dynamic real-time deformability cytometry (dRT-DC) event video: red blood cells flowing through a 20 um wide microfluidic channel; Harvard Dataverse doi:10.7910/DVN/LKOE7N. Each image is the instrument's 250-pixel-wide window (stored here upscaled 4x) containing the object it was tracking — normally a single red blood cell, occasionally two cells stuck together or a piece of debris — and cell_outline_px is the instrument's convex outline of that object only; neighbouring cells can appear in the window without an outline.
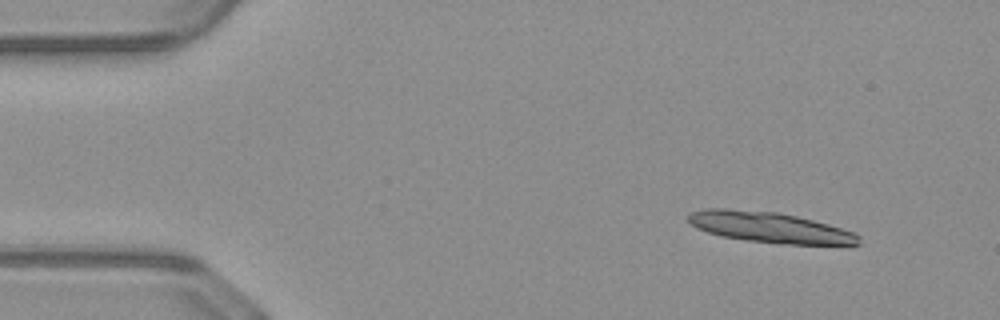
{"species": "common noctule bat (a hibernating species)", "species_latin": "Nyctalus noctula", "temperature_condition": "warm", "stored_images_in_passage": 21, "camera_frame_rate_fps": 3000, "um_per_image_px": 0.085, "animal": {"sex": "male", "body_mass_g": 23.1, "forearm_length_mm": 52.7}, "frame": {"image": 1, "passage_image": 1, "time_ms": 0.0, "image_size_px": [1000, 320], "cell_outline_px": [[860, 244], [776, 244], [720, 236], [696, 228], [684, 216], [688, 212], [708, 208], [724, 208], [776, 212], [796, 216], [828, 224], [852, 232], [860, 236]], "centroid_in_image_um": [65.34, 19.32], "position_along_channel_um": 19.7, "area_um2": 30.35}}
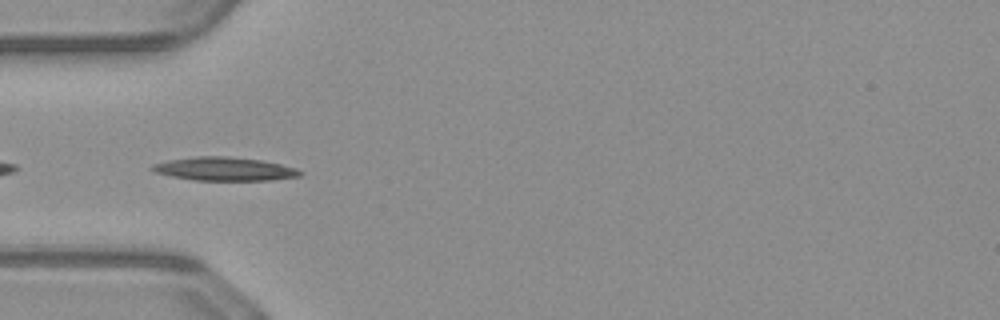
{"frame": {"image": 2, "passage_image": 12, "time_ms": 3.667, "image_size_px": [1000, 320], "cell_outline_px": [[304, 172], [300, 176], [272, 180], [192, 180], [172, 176], [156, 172], [148, 168], [152, 164], [168, 160], [196, 156], [228, 156], [260, 160], [280, 164], [296, 168]], "centroid_in_image_um": [19.07, 14.36], "position_along_channel_um": 65.9, "area_um2": 20.23}}
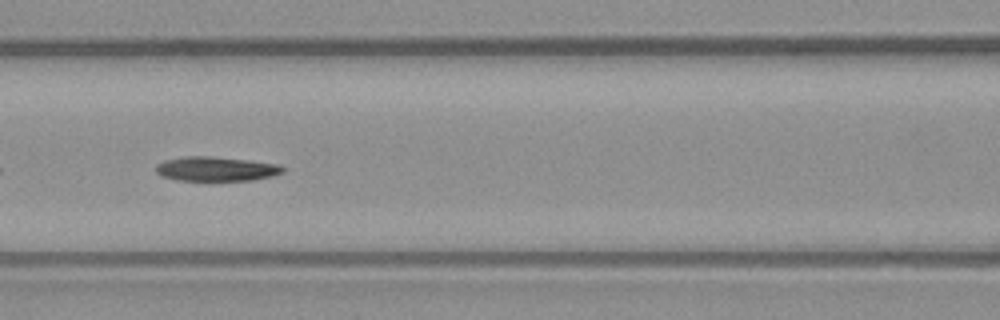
{"frame": {"image": 3, "passage_image": 18, "time_ms": 5.667, "image_size_px": [1000, 320], "cell_outline_px": [[284, 172], [272, 176], [252, 180], [176, 180], [160, 176], [156, 172], [156, 164], [164, 160], [184, 156], [212, 156], [248, 160], [280, 164], [284, 168]], "centroid_in_image_um": [18.35, 14.35], "position_along_channel_um": 148.3, "area_um2": 18.15}}